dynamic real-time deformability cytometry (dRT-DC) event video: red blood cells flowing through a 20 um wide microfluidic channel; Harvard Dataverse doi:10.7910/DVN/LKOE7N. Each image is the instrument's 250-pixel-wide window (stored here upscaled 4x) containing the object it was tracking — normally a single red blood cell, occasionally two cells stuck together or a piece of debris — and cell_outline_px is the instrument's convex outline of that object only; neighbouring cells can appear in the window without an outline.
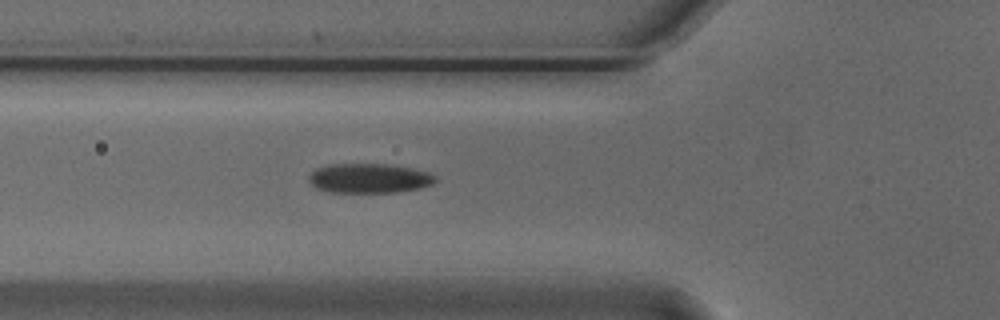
{"species": "Egyptian fruit bat (a non-hibernating species)", "species_latin": "Rousettus aegyptiacus", "temperature_condition": "cold", "stored_images_in_passage": 36, "camera_frame_rate_fps": 3000, "um_per_image_px": 0.085, "animal": {"sex": "male"}, "frame": {"image": 1, "passage_image": 5, "time_ms": 1.333, "image_size_px": [1000, 320], "cell_outline_px": [[436, 180], [432, 184], [420, 188], [396, 192], [332, 192], [316, 188], [308, 180], [308, 176], [316, 168], [328, 164], [388, 164], [412, 168], [428, 172], [436, 176]], "centroid_in_image_um": [31.37, 15.14], "position_along_channel_um": 94.4, "area_um2": 21.79}}
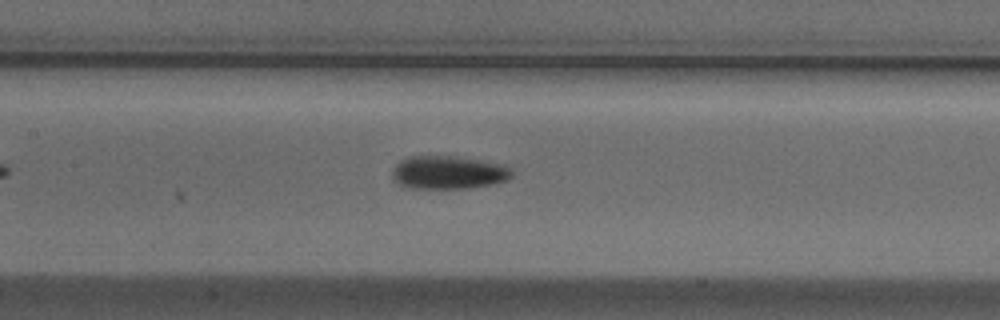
{"frame": {"image": 2, "passage_image": 11, "time_ms": 3.333, "image_size_px": [1000, 320], "cell_outline_px": [[512, 176], [508, 180], [492, 184], [468, 188], [404, 188], [392, 180], [392, 172], [396, 164], [400, 160], [412, 156], [448, 156], [504, 164], [512, 168]], "centroid_in_image_um": [38.09, 14.67], "position_along_channel_um": 169.3, "area_um2": 23.18}}
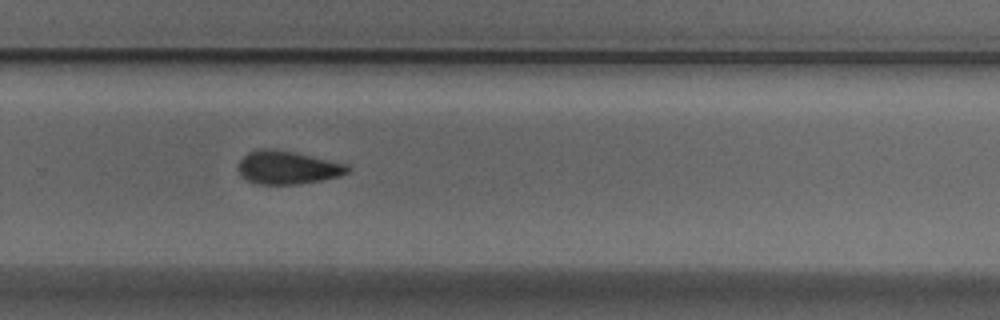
{"frame": {"image": 3, "passage_image": 22, "time_ms": 7.0, "image_size_px": [1000, 320], "cell_outline_px": [[352, 168], [348, 172], [340, 176], [300, 184], [256, 184], [240, 176], [236, 168], [240, 160], [248, 152], [260, 148], [272, 148], [296, 152], [348, 164]], "centroid_in_image_um": [24.43, 14.23], "position_along_channel_um": 305.4, "area_um2": 21.5}}